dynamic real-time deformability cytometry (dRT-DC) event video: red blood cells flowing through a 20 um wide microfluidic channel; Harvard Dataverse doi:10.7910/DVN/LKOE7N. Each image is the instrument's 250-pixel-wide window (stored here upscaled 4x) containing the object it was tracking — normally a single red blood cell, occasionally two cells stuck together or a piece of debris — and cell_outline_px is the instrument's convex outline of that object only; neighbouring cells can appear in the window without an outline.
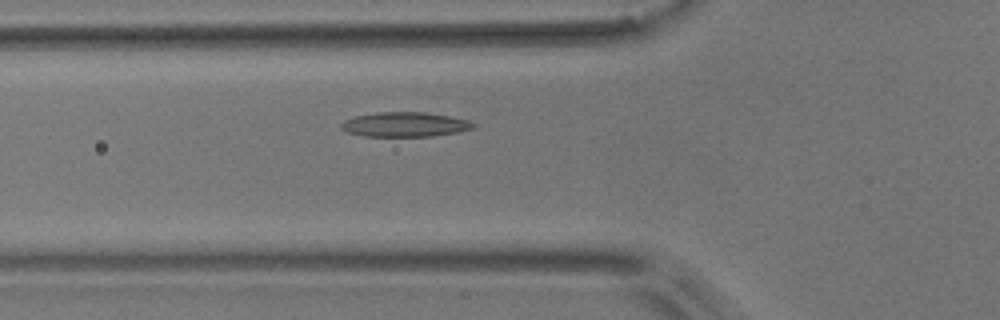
{"species": "common noctule bat (a hibernating species)", "species_latin": "Nyctalus noctula", "temperature_condition": "room temperature", "stored_images_in_passage": 40, "camera_frame_rate_fps": 3000, "um_per_image_px": 0.085, "animal": {"sex": "male", "body_mass_g": 17.9}, "frame": {"image": 1, "passage_image": 4, "time_ms": 1.0, "image_size_px": [1000, 320], "cell_outline_px": [[476, 128], [460, 132], [432, 136], [364, 136], [348, 132], [340, 128], [340, 124], [344, 120], [356, 116], [376, 112], [424, 112], [448, 116], [468, 120], [476, 124]], "centroid_in_image_um": [34.44, 10.58], "position_along_channel_um": 91.4, "area_um2": 19.02}}
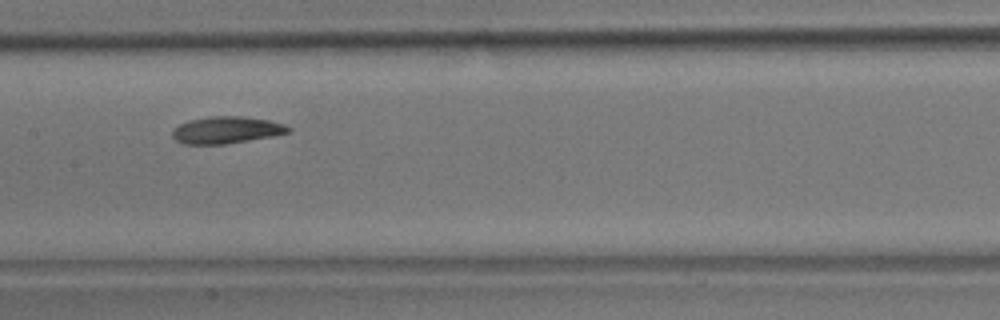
{"frame": {"image": 2, "passage_image": 12, "time_ms": 3.667, "image_size_px": [1000, 320], "cell_outline_px": [[292, 132], [272, 136], [224, 144], [184, 144], [176, 140], [172, 136], [172, 128], [188, 120], [212, 116], [240, 116], [268, 120], [284, 124], [292, 128]], "centroid_in_image_um": [19.24, 11.05], "position_along_channel_um": 188.2, "area_um2": 18.21}}
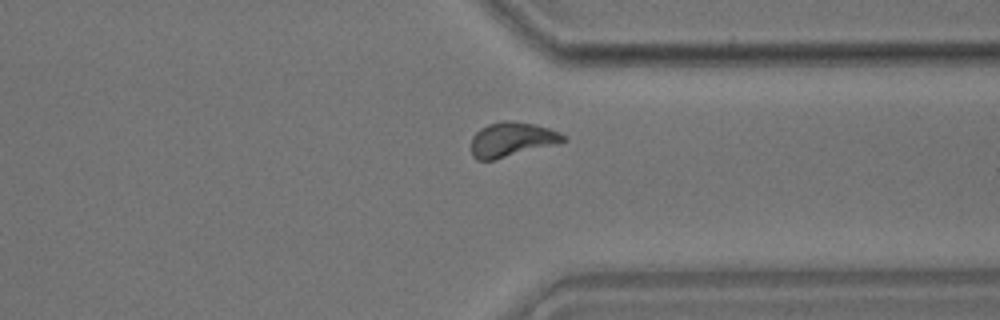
{"frame": {"image": 3, "passage_image": 27, "time_ms": 8.667, "image_size_px": [1000, 320], "cell_outline_px": [[568, 140], [556, 144], [492, 160], [476, 160], [472, 156], [472, 136], [480, 128], [488, 124], [504, 120], [508, 120], [536, 124], [560, 132], [568, 136]], "centroid_in_image_um": [43.52, 11.84], "position_along_channel_um": 367.9, "area_um2": 18.55}, "authors_computed_cell_mechanics": {"area_um2": 18.0336, "velocity_mm_per_s": 3.6149, "shape_relaxation_time_tau1_ms": 6.3052, "shape_relaxation_time_tau2_ms": 6.5977, "deformation_change_tau1": 0.1515, "deformation_change_tau2": 0.1148}}